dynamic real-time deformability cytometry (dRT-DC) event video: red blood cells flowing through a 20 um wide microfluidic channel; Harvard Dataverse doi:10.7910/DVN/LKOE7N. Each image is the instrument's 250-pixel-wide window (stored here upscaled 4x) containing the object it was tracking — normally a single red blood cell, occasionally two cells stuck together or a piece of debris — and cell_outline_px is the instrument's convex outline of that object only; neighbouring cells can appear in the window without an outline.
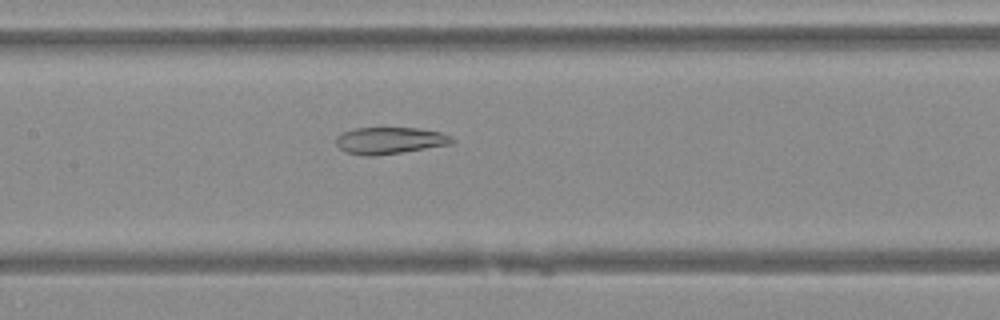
{"species": "Egyptian fruit bat (a non-hibernating species)", "species_latin": "Rousettus aegyptiacus", "temperature_condition": "warm", "stored_images_in_passage": 48, "camera_frame_rate_fps": 3000, "um_per_image_px": 0.085, "animal": {"sex": "female"}, "frame": {"image": 1, "passage_image": 24, "time_ms": 7.667, "image_size_px": [1000, 320], "cell_outline_px": [[456, 140], [452, 144], [400, 152], [372, 156], [364, 156], [348, 152], [340, 148], [336, 144], [336, 136], [340, 132], [352, 128], [416, 128], [440, 132], [452, 136]], "centroid_in_image_um": [33.11, 11.93], "position_along_channel_um": 174.3, "area_um2": 18.09}}
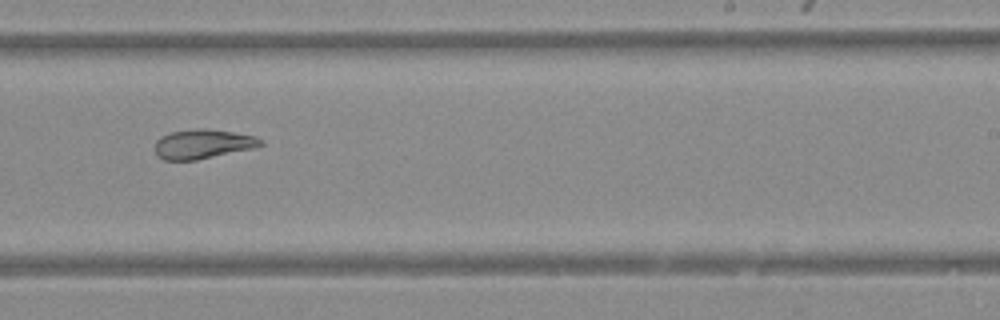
{"frame": {"image": 2, "passage_image": 31, "time_ms": 10.0, "image_size_px": [1000, 320], "cell_outline_px": [[264, 144], [256, 148], [196, 160], [164, 160], [156, 156], [156, 140], [160, 136], [172, 132], [196, 128], [208, 128], [256, 136], [264, 140]], "centroid_in_image_um": [17.27, 12.24], "position_along_channel_um": 271.7, "area_um2": 18.32}}
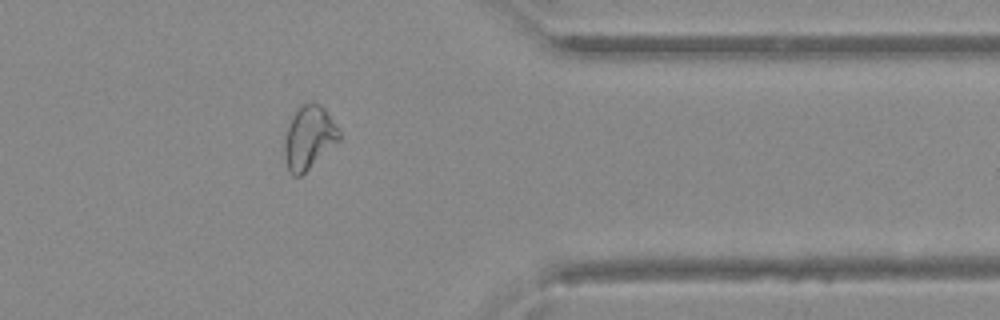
{"frame": {"image": 3, "passage_image": 40, "time_ms": 13.0, "image_size_px": [1000, 320], "cell_outline_px": [[340, 140], [300, 176], [292, 176], [288, 172], [284, 156], [284, 140], [288, 124], [296, 108], [300, 104], [312, 100], [320, 104], [324, 108], [340, 132]], "centroid_in_image_um": [26.22, 11.66], "position_along_channel_um": 385.2, "area_um2": 20.35}}